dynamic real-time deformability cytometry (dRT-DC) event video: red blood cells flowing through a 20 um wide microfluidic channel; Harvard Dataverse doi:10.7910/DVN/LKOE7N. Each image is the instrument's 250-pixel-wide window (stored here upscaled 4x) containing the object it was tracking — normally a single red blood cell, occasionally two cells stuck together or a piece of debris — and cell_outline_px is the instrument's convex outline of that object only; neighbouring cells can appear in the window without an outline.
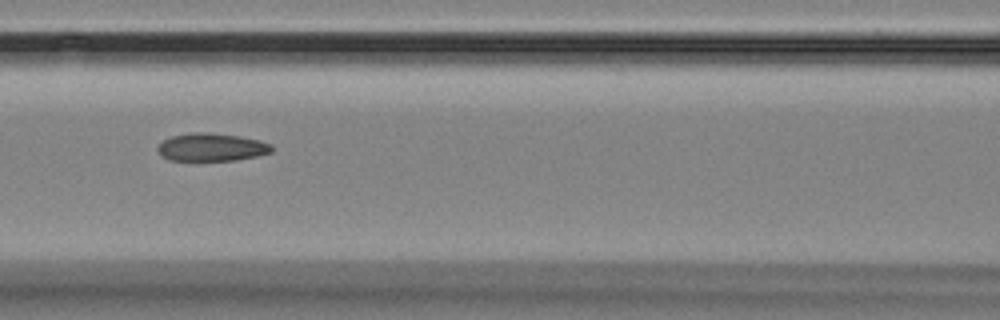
{"species": "Egyptian fruit bat (a non-hibernating species)", "species_latin": "Rousettus aegyptiacus", "temperature_condition": "room temperature", "stored_images_in_passage": 11, "camera_frame_rate_fps": 3000, "um_per_image_px": 0.085, "animal": {"sex": "female"}, "frame": {"image": 1, "passage_image": 7, "time_ms": 7.667, "image_size_px": [1000, 320], "cell_outline_px": [[272, 152], [256, 156], [236, 160], [168, 160], [160, 156], [156, 148], [164, 140], [172, 136], [192, 132], [208, 132], [240, 136], [260, 140], [272, 144]], "centroid_in_image_um": [17.97, 12.51], "position_along_channel_um": 148.6, "area_um2": 18.61}}
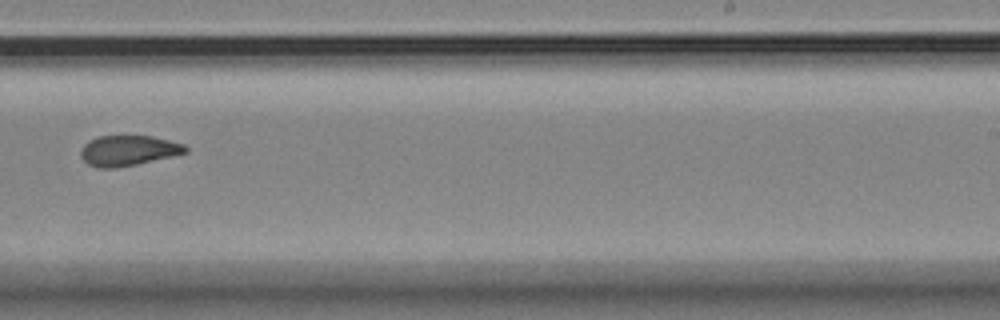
{"frame": {"image": 2, "passage_image": 10, "time_ms": 11.333, "image_size_px": [1000, 320], "cell_outline_px": [[188, 152], [172, 156], [136, 164], [112, 168], [100, 168], [88, 164], [80, 156], [80, 152], [84, 144], [88, 140], [96, 136], [152, 136], [184, 144], [188, 148]], "centroid_in_image_um": [10.88, 12.79], "position_along_channel_um": 278.1, "area_um2": 18.44}}
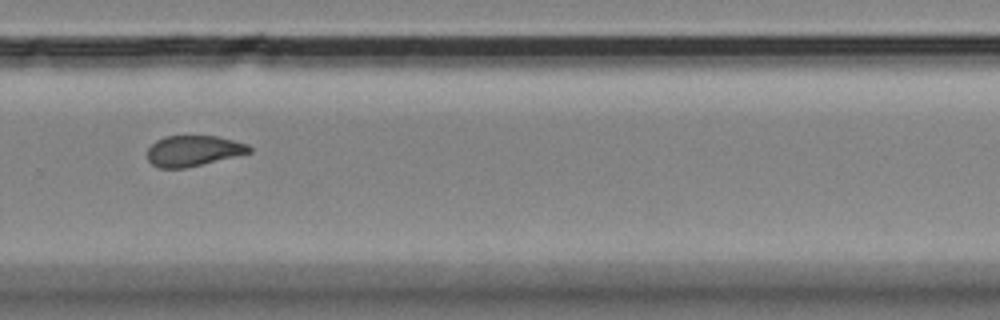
{"frame": {"image": 3, "passage_image": 11, "time_ms": 12.333, "image_size_px": [1000, 320], "cell_outline_px": [[252, 152], [184, 168], [160, 168], [152, 164], [148, 160], [148, 148], [156, 140], [164, 136], [216, 136], [248, 144], [252, 148]], "centroid_in_image_um": [16.42, 12.81], "position_along_channel_um": 313.4, "area_um2": 18.03}}